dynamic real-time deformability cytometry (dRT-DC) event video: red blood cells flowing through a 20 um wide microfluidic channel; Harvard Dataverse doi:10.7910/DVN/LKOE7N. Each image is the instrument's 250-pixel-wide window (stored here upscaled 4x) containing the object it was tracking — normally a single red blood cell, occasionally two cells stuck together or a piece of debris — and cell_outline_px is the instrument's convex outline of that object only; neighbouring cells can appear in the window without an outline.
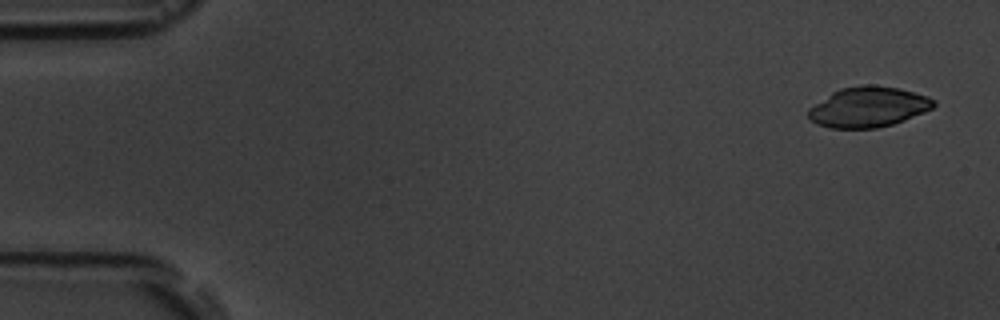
{"species": "common noctule bat (a hibernating species)", "species_latin": "Nyctalus noctula", "temperature_condition": "room temperature", "stored_images_in_passage": 5, "camera_frame_rate_fps": 3000, "um_per_image_px": 0.085, "animal": {"sex": "male", "body_mass_g": 19.5, "forearm_length_mm": 54.6}, "frame": {"image": 1, "passage_image": 1, "time_ms": 0.0, "image_size_px": [1000, 320], "cell_outline_px": [[936, 104], [932, 108], [924, 112], [904, 120], [892, 124], [876, 128], [832, 128], [816, 124], [808, 116], [808, 108], [832, 92], [840, 88], [864, 84], [872, 84], [896, 88], [928, 96], [936, 100]], "centroid_in_image_um": [73.79, 9.09], "position_along_channel_um": 11.2, "area_um2": 29.36}}